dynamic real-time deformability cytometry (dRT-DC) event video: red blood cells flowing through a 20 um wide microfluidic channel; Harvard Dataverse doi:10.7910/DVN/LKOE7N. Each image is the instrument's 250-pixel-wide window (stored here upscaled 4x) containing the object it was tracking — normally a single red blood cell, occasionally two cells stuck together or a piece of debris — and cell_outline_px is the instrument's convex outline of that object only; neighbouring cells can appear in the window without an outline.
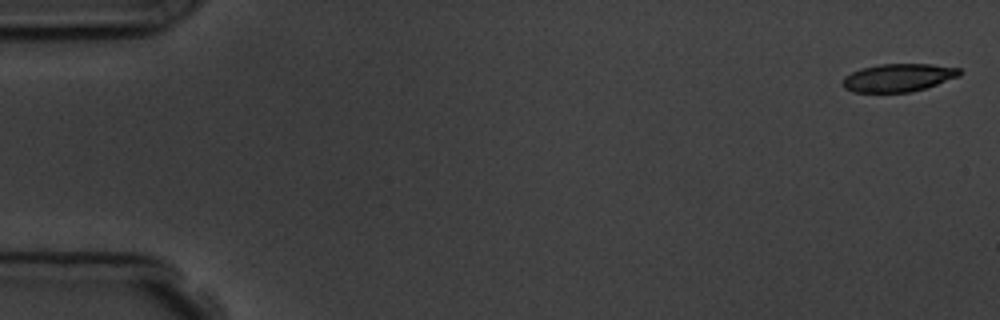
{"species": "common noctule bat (a hibernating species)", "species_latin": "Nyctalus noctula", "temperature_condition": "room temperature", "stored_images_in_passage": 4, "camera_frame_rate_fps": 3000, "um_per_image_px": 0.085, "animal": {"sex": "male", "body_mass_g": 19.5, "forearm_length_mm": 54.6}, "frame": {"image": 1, "passage_image": 1, "time_ms": 0.0, "image_size_px": [1000, 320], "cell_outline_px": [[960, 76], [912, 92], [852, 92], [844, 88], [840, 84], [844, 76], [860, 68], [880, 64], [932, 64], [960, 68]], "centroid_in_image_um": [76.3, 6.6], "position_along_channel_um": 8.7, "area_um2": 19.13}}
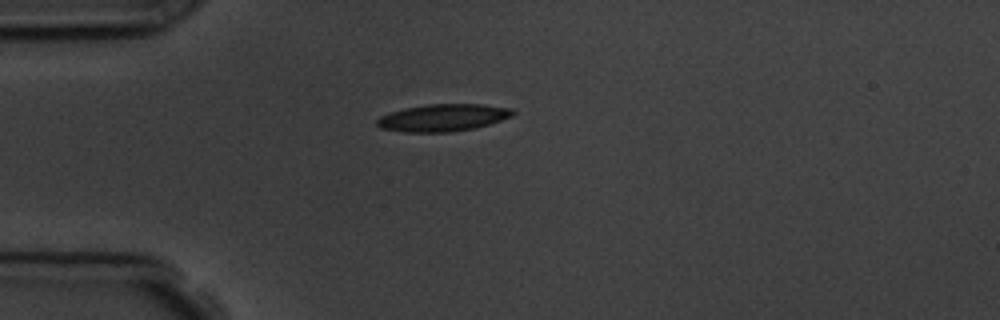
{"frame": {"image": 2, "passage_image": 4, "time_ms": 4.333, "image_size_px": [1000, 320], "cell_outline_px": [[516, 112], [512, 116], [476, 128], [448, 132], [404, 132], [380, 128], [376, 124], [376, 120], [380, 116], [404, 108], [428, 104], [484, 104], [512, 108]], "centroid_in_image_um": [37.66, 10.0], "position_along_channel_um": 47.3, "area_um2": 21.56}}